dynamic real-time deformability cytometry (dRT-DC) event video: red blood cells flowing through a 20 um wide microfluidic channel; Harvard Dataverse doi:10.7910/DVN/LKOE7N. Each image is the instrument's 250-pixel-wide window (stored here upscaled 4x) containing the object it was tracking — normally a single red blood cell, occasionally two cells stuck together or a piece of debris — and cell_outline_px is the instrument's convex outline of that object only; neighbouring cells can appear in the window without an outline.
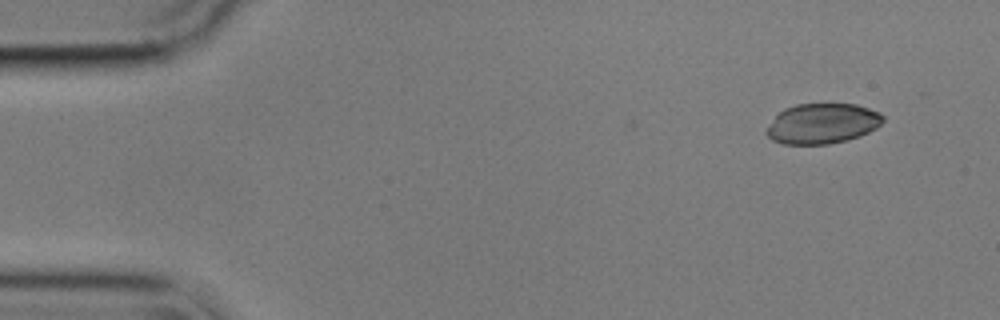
{"species": "common noctule bat (a hibernating species)", "species_latin": "Nyctalus noctula", "temperature_condition": "cold", "stored_images_in_passage": 33, "camera_frame_rate_fps": 3000, "um_per_image_px": 0.085, "animal": {"sex": "male", "body_mass_g": 17.9}, "frame": {"image": 1, "passage_image": 1, "time_ms": 0.0, "image_size_px": [1000, 320], "cell_outline_px": [[884, 120], [876, 128], [860, 136], [848, 140], [828, 144], [784, 144], [772, 140], [764, 132], [776, 116], [784, 108], [796, 104], [856, 104], [880, 112], [884, 116]], "centroid_in_image_um": [69.91, 10.5], "position_along_channel_um": 15.1, "area_um2": 27.34}}
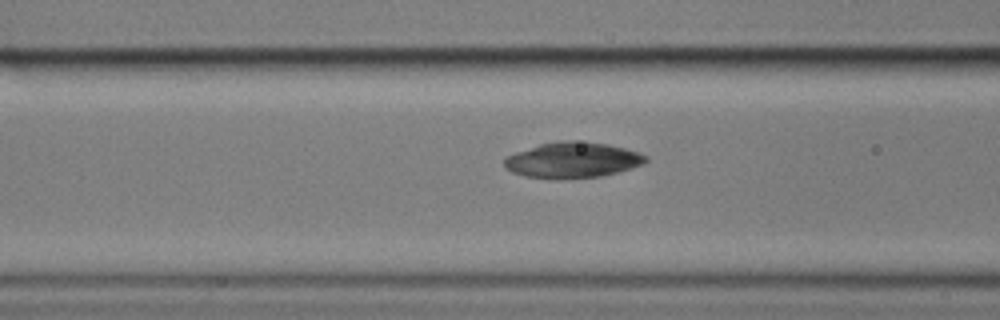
{"frame": {"image": 2, "passage_image": 18, "time_ms": 5.667, "image_size_px": [1000, 320], "cell_outline_px": [[648, 160], [644, 164], [632, 168], [600, 176], [556, 180], [524, 176], [512, 172], [504, 168], [504, 160], [508, 156], [516, 152], [540, 144], [560, 140], [572, 140], [608, 144], [624, 148], [648, 156]], "centroid_in_image_um": [48.65, 13.61], "position_along_channel_um": 118.0, "area_um2": 29.54}}
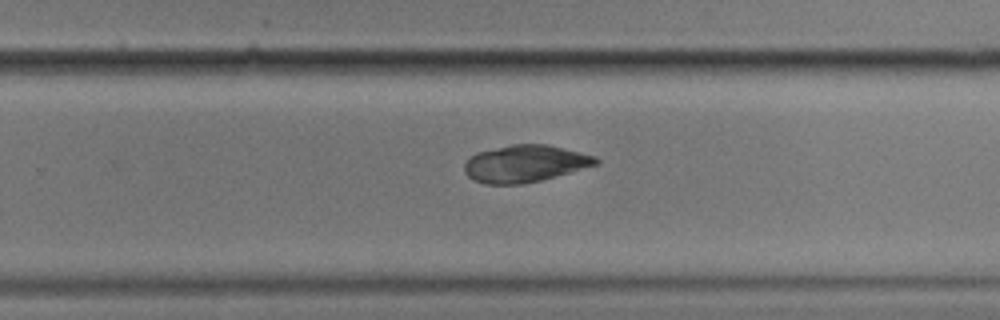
{"frame": {"image": 3, "passage_image": 32, "time_ms": 10.333, "image_size_px": [1000, 320], "cell_outline_px": [[600, 164], [556, 176], [540, 180], [520, 184], [484, 184], [472, 180], [464, 172], [464, 164], [476, 152], [512, 144], [548, 144], [596, 156], [600, 160]], "centroid_in_image_um": [44.64, 13.91], "position_along_channel_um": 285.2, "area_um2": 28.5}}